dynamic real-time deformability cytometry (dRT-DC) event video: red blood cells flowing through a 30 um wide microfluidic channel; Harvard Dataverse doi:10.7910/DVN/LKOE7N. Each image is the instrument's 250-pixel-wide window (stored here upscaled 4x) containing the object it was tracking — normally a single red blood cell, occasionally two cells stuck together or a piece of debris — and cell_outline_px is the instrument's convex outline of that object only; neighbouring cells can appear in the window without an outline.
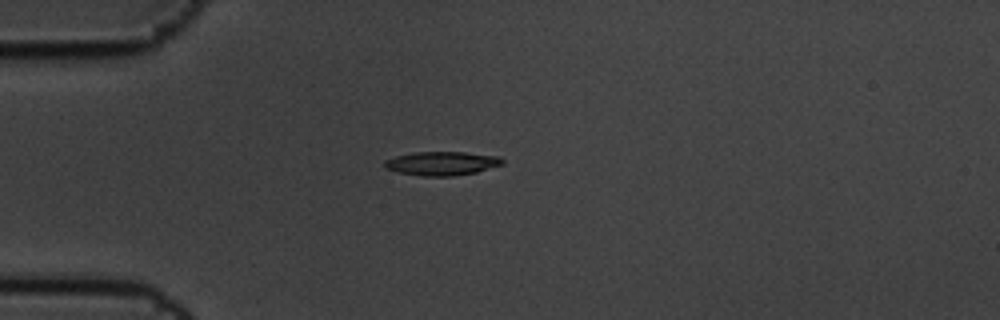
{"species": "common noctule bat (a hibernating species)", "species_latin": "Nyctalus noctula", "temperature_condition": "cold", "stored_images_in_passage": 5, "camera_frame_rate_fps": 3000, "um_per_image_px": 0.085, "animal": {"sex": "male", "body_mass_g": 19.5, "forearm_length_mm": 54.6}, "frame": {"image": 1, "passage_image": 3, "time_ms": 0.667, "image_size_px": [1000, 320], "cell_outline_px": [[504, 164], [476, 172], [452, 176], [424, 176], [400, 172], [384, 168], [384, 160], [396, 156], [412, 152], [464, 152], [500, 156], [504, 160]], "centroid_in_image_um": [37.57, 13.88], "position_along_channel_um": 47.4, "area_um2": 16.36}}
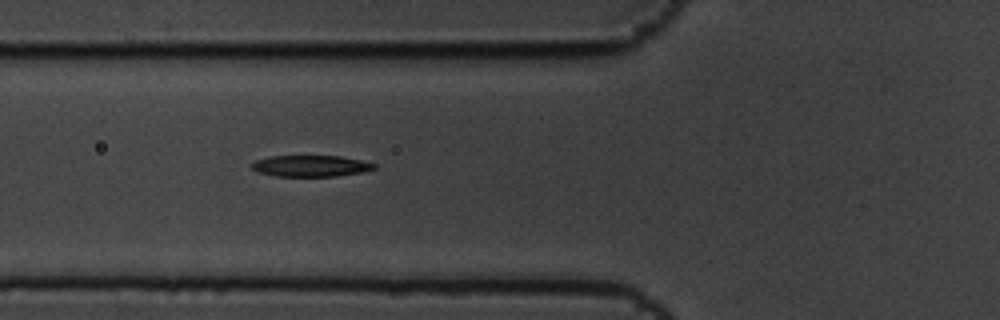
{"frame": {"image": 2, "passage_image": 5, "time_ms": 1.333, "image_size_px": [1000, 320], "cell_outline_px": [[376, 168], [360, 172], [336, 176], [276, 176], [256, 172], [248, 164], [256, 160], [268, 156], [340, 156], [360, 160], [376, 164]], "centroid_in_image_um": [26.34, 14.1], "position_along_channel_um": 99.5, "area_um2": 15.2}}